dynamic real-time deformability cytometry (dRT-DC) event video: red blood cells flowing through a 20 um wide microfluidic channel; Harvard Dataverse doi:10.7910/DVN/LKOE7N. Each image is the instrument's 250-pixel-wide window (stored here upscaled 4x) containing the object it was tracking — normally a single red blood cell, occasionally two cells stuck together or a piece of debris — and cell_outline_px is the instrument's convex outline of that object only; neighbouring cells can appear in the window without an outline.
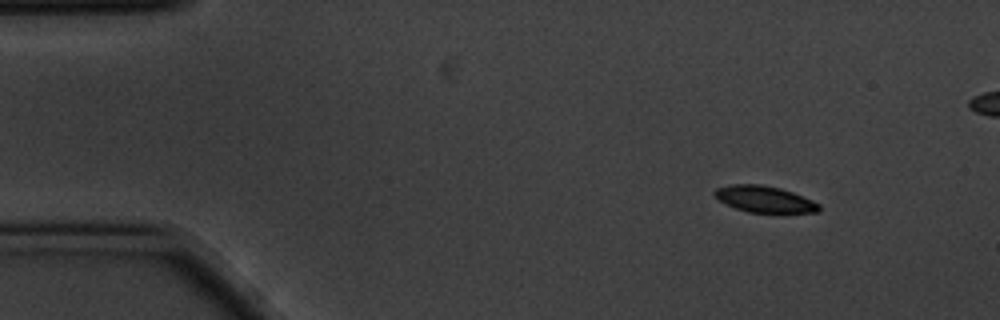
{"species": "common noctule bat (a hibernating species)", "species_latin": "Nyctalus noctula", "temperature_condition": "cold", "stored_images_in_passage": 4, "camera_frame_rate_fps": 3000, "um_per_image_px": 0.085, "animal": {"sex": "male", "body_mass_g": 20.1, "forearm_length_mm": 53.5}, "frame": {"image": 1, "passage_image": 1, "time_ms": 0.0, "image_size_px": [1000, 320], "cell_outline_px": [[820, 212], [748, 212], [736, 208], [720, 200], [712, 192], [716, 188], [732, 184], [760, 184], [780, 188], [792, 192], [812, 200], [820, 204]], "centroid_in_image_um": [64.99, 16.92], "position_along_channel_um": 20.0, "area_um2": 15.84}}